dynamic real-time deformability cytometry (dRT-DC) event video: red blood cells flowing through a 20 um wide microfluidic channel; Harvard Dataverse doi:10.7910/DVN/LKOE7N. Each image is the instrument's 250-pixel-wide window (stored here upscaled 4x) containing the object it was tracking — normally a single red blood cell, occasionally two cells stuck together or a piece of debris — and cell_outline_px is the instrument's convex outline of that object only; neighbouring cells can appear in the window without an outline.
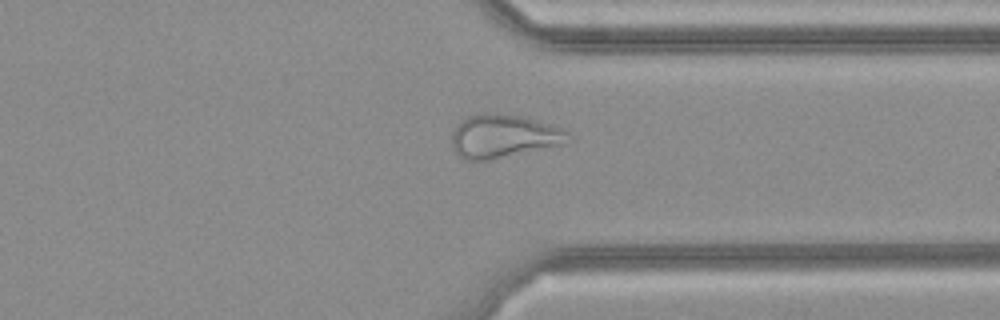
{"species": "common noctule bat (a hibernating species)", "species_latin": "Nyctalus noctula", "temperature_condition": "cold", "stored_images_in_passage": 30, "camera_frame_rate_fps": 3000, "um_per_image_px": 0.085, "animal": {"sex": "female", "body_mass_g": 21.9}, "frame": {"image": 1, "passage_image": 22, "time_ms": 7.0, "image_size_px": [1000, 320], "cell_outline_px": [[572, 140], [560, 144], [488, 160], [468, 160], [460, 156], [452, 148], [452, 132], [460, 120], [468, 116], [480, 112], [488, 112], [524, 116], [560, 128], [568, 132]], "centroid_in_image_um": [42.75, 11.55], "position_along_channel_um": 368.7, "area_um2": 29.13}}
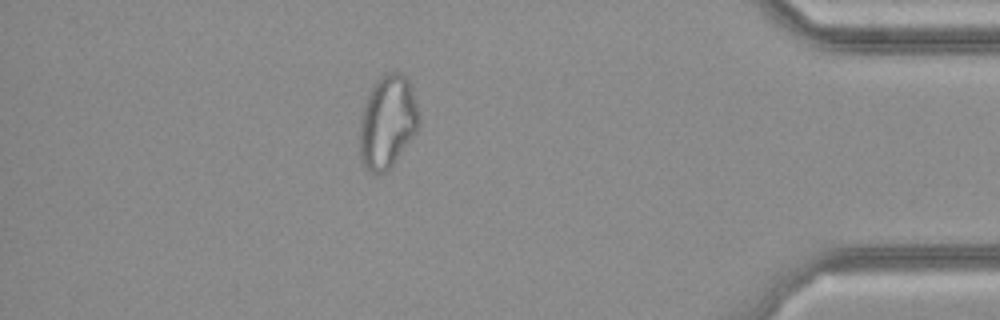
{"frame": {"image": 2, "passage_image": 26, "time_ms": 8.333, "image_size_px": [1000, 320], "cell_outline_px": [[420, 124], [416, 132], [388, 172], [376, 176], [360, 160], [360, 116], [364, 104], [372, 84], [380, 76], [388, 72], [400, 72], [408, 80], [416, 100], [420, 116]], "centroid_in_image_um": [32.94, 10.37], "position_along_channel_um": 402.3, "area_um2": 32.48}}